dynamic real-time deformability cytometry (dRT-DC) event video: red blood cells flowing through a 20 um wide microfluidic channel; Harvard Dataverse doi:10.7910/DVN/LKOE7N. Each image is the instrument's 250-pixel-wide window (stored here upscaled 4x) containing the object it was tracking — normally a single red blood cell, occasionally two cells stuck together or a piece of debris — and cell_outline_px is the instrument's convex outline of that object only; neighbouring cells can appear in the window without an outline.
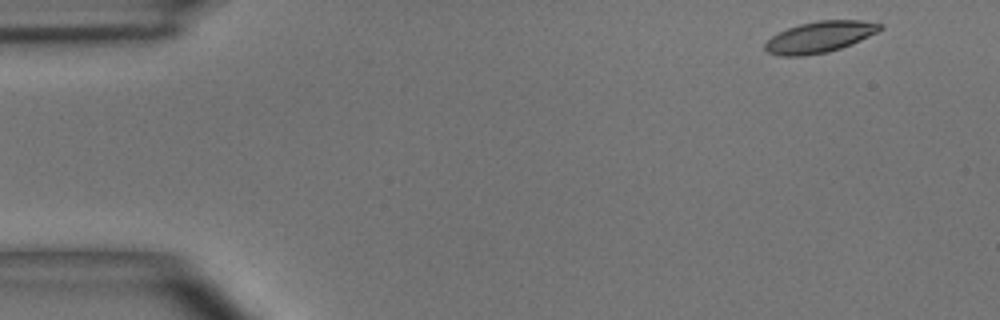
{"species": "common noctule bat (a hibernating species)", "species_latin": "Nyctalus noctula", "temperature_condition": "room temperature", "stored_images_in_passage": 4, "camera_frame_rate_fps": 3000, "um_per_image_px": 0.085, "animal": {"sex": "male", "body_mass_g": 15.6}, "frame": {"image": 1, "passage_image": 1, "time_ms": 0.0, "image_size_px": [1000, 320], "cell_outline_px": [[884, 28], [860, 40], [840, 48], [828, 52], [804, 56], [780, 56], [768, 52], [764, 48], [764, 44], [772, 36], [788, 28], [800, 24], [820, 20], [860, 20], [884, 24]], "centroid_in_image_um": [69.68, 3.14], "position_along_channel_um": 15.3, "area_um2": 20.75}}
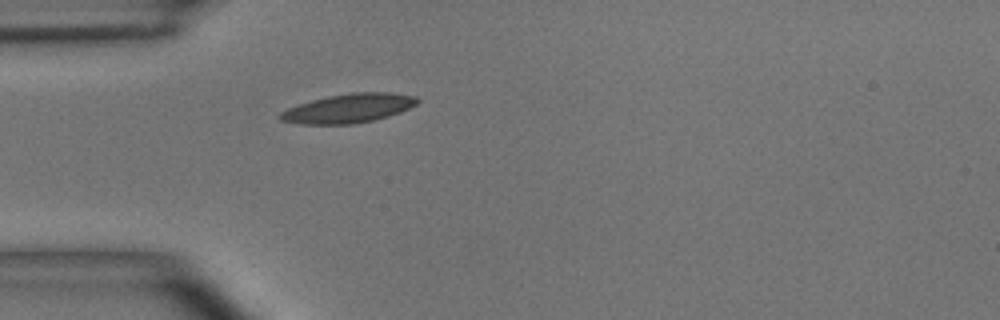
{"frame": {"image": 2, "passage_image": 4, "time_ms": 3.667, "image_size_px": [1000, 320], "cell_outline_px": [[420, 100], [416, 104], [400, 112], [388, 116], [372, 120], [352, 124], [304, 124], [280, 120], [276, 116], [280, 112], [288, 108], [312, 100], [328, 96], [352, 92], [392, 92], [416, 96]], "centroid_in_image_um": [29.63, 9.2], "position_along_channel_um": 55.4, "area_um2": 23.12}}